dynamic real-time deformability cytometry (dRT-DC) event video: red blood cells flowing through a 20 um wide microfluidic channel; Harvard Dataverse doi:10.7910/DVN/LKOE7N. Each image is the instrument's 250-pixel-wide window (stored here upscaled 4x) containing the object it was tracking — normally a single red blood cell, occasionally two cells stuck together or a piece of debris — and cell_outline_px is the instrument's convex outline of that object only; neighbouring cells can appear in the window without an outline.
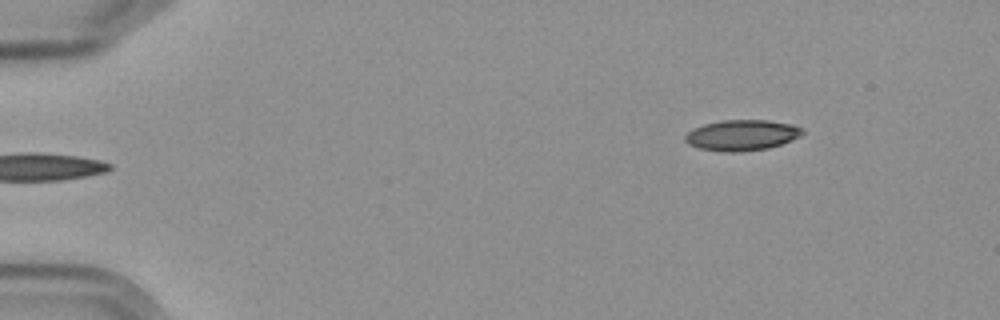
{"species": "Egyptian fruit bat (a non-hibernating species)", "species_latin": "Rousettus aegyptiacus", "temperature_condition": "cold", "stored_images_in_passage": 3, "camera_frame_rate_fps": 3000, "um_per_image_px": 0.085, "frame": {"image": 1, "passage_image": 3, "time_ms": 3.333, "image_size_px": [1000, 320], "cell_outline_px": [[804, 132], [800, 136], [792, 140], [768, 148], [740, 152], [724, 152], [700, 148], [688, 144], [684, 140], [684, 136], [692, 128], [704, 124], [720, 120], [768, 120], [792, 124], [800, 128]], "centroid_in_image_um": [63.03, 11.49], "position_along_channel_um": 22.0, "area_um2": 21.04}}